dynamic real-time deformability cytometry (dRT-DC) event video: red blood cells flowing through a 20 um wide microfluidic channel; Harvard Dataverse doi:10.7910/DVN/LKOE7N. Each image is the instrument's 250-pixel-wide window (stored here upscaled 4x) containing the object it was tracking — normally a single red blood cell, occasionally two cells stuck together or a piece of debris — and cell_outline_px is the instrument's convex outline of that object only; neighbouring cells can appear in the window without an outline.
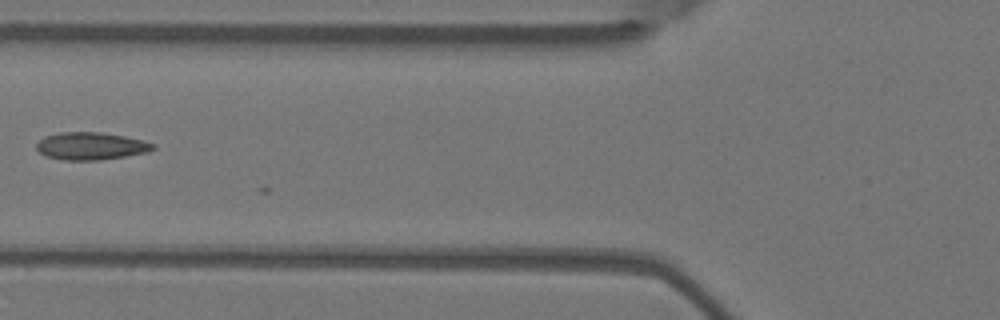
{"species": "Egyptian fruit bat (a non-hibernating species)", "species_latin": "Rousettus aegyptiacus", "temperature_condition": "warm", "stored_images_in_passage": 6, "camera_frame_rate_fps": 3000, "um_per_image_px": 0.085, "animal": {"sex": "female"}, "frame": {"image": 1, "passage_image": 5, "time_ms": 1.333, "image_size_px": [1000, 320], "cell_outline_px": [[156, 148], [148, 152], [100, 160], [64, 160], [44, 156], [36, 148], [36, 144], [44, 136], [60, 132], [100, 132], [124, 136], [144, 140], [156, 144]], "centroid_in_image_um": [7.73, 12.41], "position_along_channel_um": 118.1, "area_um2": 18.79}}